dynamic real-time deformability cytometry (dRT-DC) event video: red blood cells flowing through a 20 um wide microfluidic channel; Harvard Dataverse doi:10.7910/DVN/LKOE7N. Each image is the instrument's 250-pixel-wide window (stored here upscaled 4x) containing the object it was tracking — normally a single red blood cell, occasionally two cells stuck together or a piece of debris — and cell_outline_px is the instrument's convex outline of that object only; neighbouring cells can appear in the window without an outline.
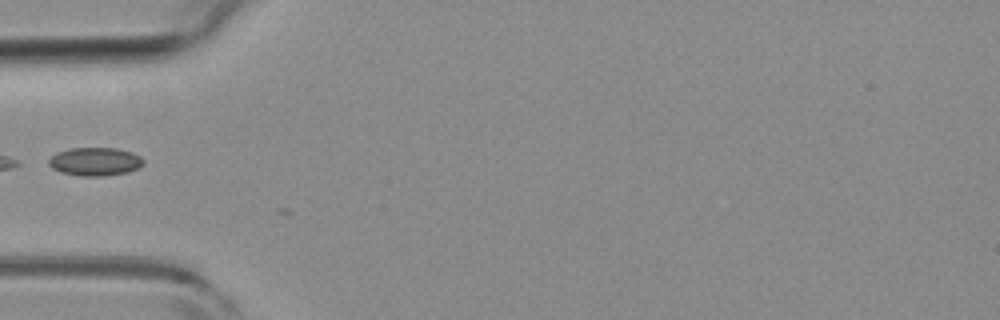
{"species": "common noctule bat (a hibernating species)", "species_latin": "Nyctalus noctula", "temperature_condition": "room temperature", "stored_images_in_passage": 2, "camera_frame_rate_fps": 3000, "um_per_image_px": 0.085, "animal": {"sex": "female", "body_mass_g": 19.3, "forearm_length_mm": 54.1}, "frame": {"image": 1, "passage_image": 2, "time_ms": 0.333, "image_size_px": [1000, 320], "cell_outline_px": [[144, 164], [128, 172], [100, 176], [80, 176], [60, 172], [52, 168], [48, 164], [48, 160], [56, 152], [68, 148], [116, 148], [132, 152], [140, 156], [144, 160]], "centroid_in_image_um": [8.06, 13.73], "position_along_channel_um": 76.9, "area_um2": 15.66}}